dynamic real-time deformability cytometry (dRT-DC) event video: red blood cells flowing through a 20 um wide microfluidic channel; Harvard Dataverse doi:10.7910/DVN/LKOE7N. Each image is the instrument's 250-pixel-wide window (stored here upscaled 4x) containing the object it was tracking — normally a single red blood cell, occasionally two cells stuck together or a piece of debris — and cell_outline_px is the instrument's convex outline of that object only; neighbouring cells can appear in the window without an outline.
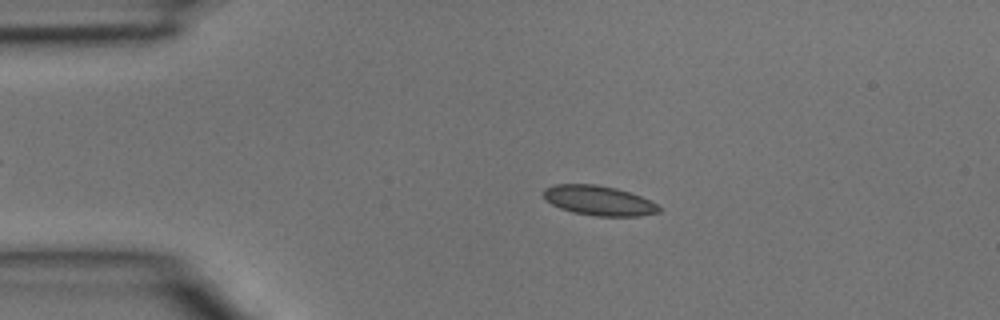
{"species": "common noctule bat (a hibernating species)", "species_latin": "Nyctalus noctula", "temperature_condition": "room temperature", "stored_images_in_passage": 4, "camera_frame_rate_fps": 3000, "um_per_image_px": 0.085, "animal": {"sex": "male", "body_mass_g": 15.6}, "frame": {"image": 1, "passage_image": 2, "time_ms": 0.333, "image_size_px": [1000, 320], "cell_outline_px": [[660, 212], [636, 216], [596, 216], [572, 212], [560, 208], [544, 200], [544, 188], [556, 184], [596, 184], [616, 188], [640, 196], [656, 204], [660, 208]], "centroid_in_image_um": [50.86, 17.04], "position_along_channel_um": 34.1, "area_um2": 19.88}}